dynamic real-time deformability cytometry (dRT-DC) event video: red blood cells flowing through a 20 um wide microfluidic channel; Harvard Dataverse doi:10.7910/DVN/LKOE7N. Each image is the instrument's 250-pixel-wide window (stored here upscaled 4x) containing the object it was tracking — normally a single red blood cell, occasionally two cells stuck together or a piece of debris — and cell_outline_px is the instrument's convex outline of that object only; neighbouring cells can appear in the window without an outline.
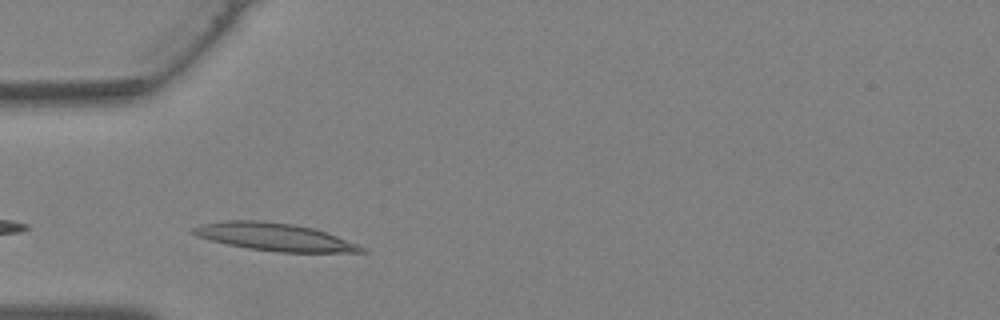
{"species": "Egyptian fruit bat (a non-hibernating species)", "species_latin": "Rousettus aegyptiacus", "temperature_condition": "warm", "stored_images_in_passage": 4, "camera_frame_rate_fps": 3000, "um_per_image_px": 0.085, "animal": {"sex": "female"}, "frame": {"image": 1, "passage_image": 1, "time_ms": 0.0, "image_size_px": [1000, 320], "cell_outline_px": [[368, 252], [276, 252], [248, 248], [228, 244], [196, 236], [192, 232], [192, 228], [204, 224], [224, 220], [260, 220], [292, 224], [312, 228], [336, 236], [356, 244], [364, 248]], "centroid_in_image_um": [23.31, 20.14], "position_along_channel_um": 61.7, "area_um2": 26.65}}